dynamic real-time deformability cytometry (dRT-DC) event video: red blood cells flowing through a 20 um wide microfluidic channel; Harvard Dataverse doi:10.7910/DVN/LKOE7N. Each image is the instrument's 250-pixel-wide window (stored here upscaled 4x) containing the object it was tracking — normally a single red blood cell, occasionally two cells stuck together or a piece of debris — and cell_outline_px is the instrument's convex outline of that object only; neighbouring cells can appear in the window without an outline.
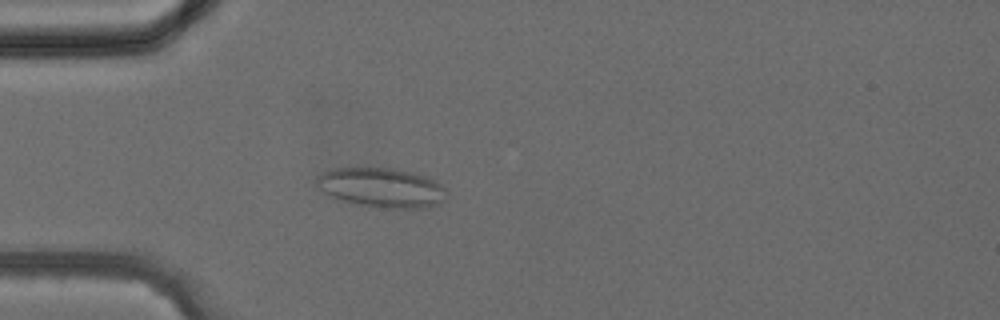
{"species": "common noctule bat (a hibernating species)", "species_latin": "Nyctalus noctula", "temperature_condition": "cold", "stored_images_in_passage": 31, "camera_frame_rate_fps": 3000, "um_per_image_px": 0.085, "animal": {"sex": "female", "body_mass_g": 24.6, "forearm_length_mm": 56.2}, "frame": {"image": 1, "passage_image": 2, "time_ms": 0.333, "image_size_px": [1000, 320], "cell_outline_px": [[448, 192], [440, 204], [424, 208], [376, 208], [356, 204], [332, 196], [324, 192], [316, 184], [316, 176], [332, 168], [388, 168], [412, 172], [424, 176], [440, 184]], "centroid_in_image_um": [32.43, 15.96], "position_along_channel_um": 52.6, "area_um2": 29.82}}
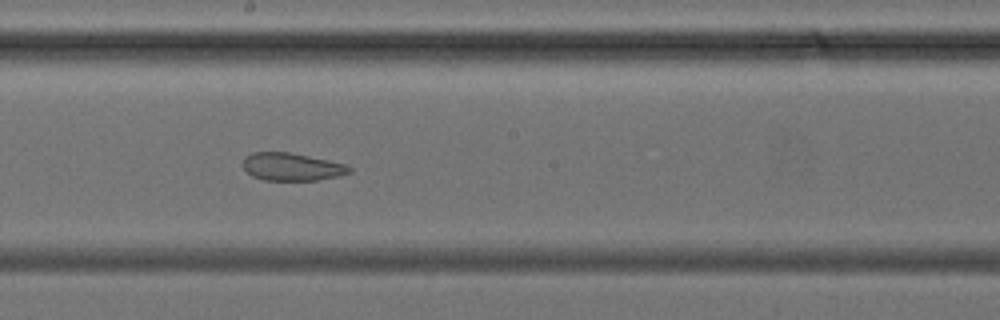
{"frame": {"image": 2, "passage_image": 13, "time_ms": 4.0, "image_size_px": [1000, 320], "cell_outline_px": [[352, 172], [340, 176], [316, 180], [264, 180], [252, 176], [244, 168], [244, 156], [252, 152], [288, 152], [348, 164], [352, 168]], "centroid_in_image_um": [24.84, 14.18], "position_along_channel_um": 223.4, "area_um2": 17.22}}
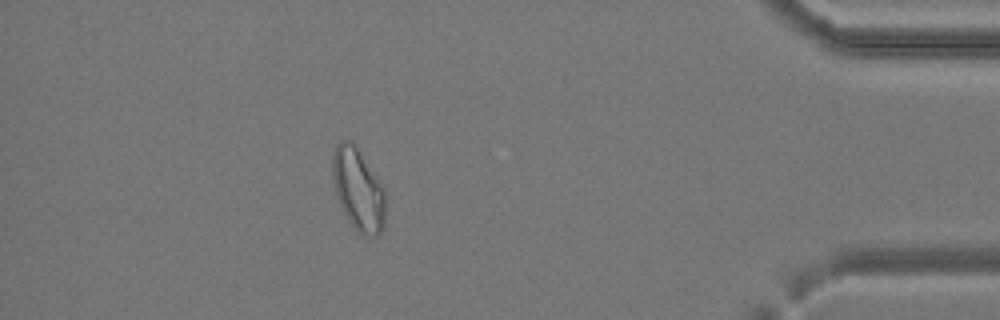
{"frame": {"image": 3, "passage_image": 27, "time_ms": 8.667, "image_size_px": [1000, 320], "cell_outline_px": [[384, 228], [376, 236], [364, 236], [356, 232], [348, 220], [340, 204], [336, 192], [332, 176], [332, 156], [336, 144], [340, 140], [352, 140], [356, 144], [384, 188]], "centroid_in_image_um": [30.43, 16.08], "position_along_channel_um": 404.8, "area_um2": 25.49}}